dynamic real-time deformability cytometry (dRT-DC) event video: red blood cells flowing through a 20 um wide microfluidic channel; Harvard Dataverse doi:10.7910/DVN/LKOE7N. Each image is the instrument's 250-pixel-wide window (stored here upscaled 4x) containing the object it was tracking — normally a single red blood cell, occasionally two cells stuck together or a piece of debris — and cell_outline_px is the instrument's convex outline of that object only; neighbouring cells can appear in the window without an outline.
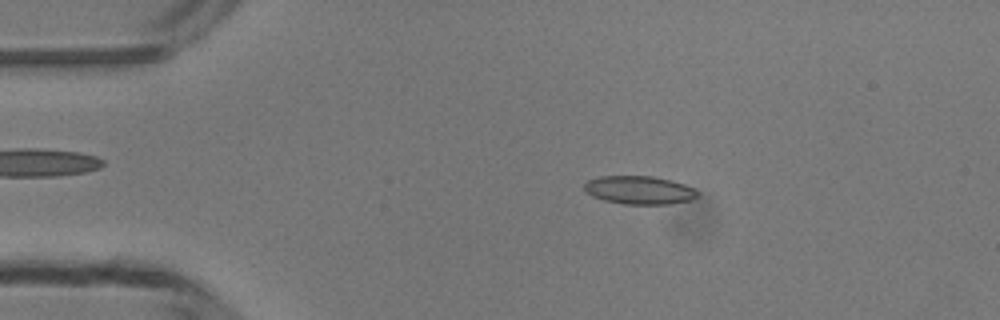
{"species": "common noctule bat (a hibernating species)", "species_latin": "Nyctalus noctula", "temperature_condition": "room temperature", "stored_images_in_passage": 48, "camera_frame_rate_fps": 3000, "um_per_image_px": 0.085, "animal": {"sex": "male", "body_mass_g": 13.3}, "frame": {"image": 1, "passage_image": 9, "time_ms": 2.667, "image_size_px": [1000, 320], "cell_outline_px": [[696, 196], [692, 200], [668, 204], [624, 204], [604, 200], [592, 196], [584, 192], [584, 184], [588, 180], [600, 176], [652, 176], [684, 184], [692, 188], [696, 192]], "centroid_in_image_um": [54.28, 16.16], "position_along_channel_um": 30.7, "area_um2": 18.5}}
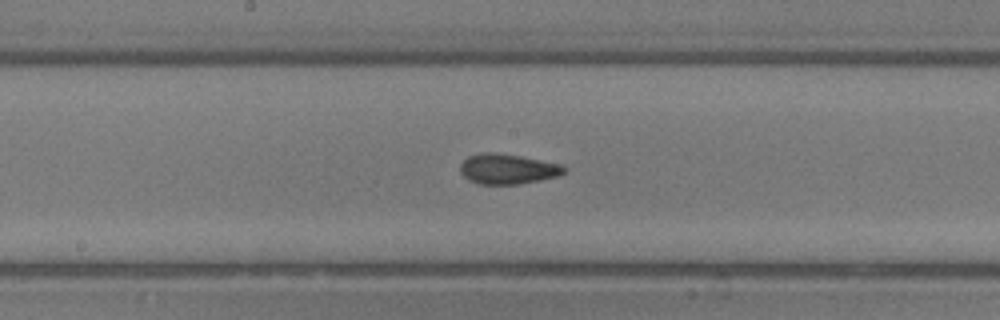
{"frame": {"image": 2, "passage_image": 25, "time_ms": 8.0, "image_size_px": [1000, 320], "cell_outline_px": [[568, 168], [560, 176], [520, 184], [480, 184], [468, 180], [460, 172], [460, 164], [468, 156], [480, 152], [496, 152], [520, 156], [560, 164]], "centroid_in_image_um": [43.14, 14.36], "position_along_channel_um": 205.1, "area_um2": 18.38}}
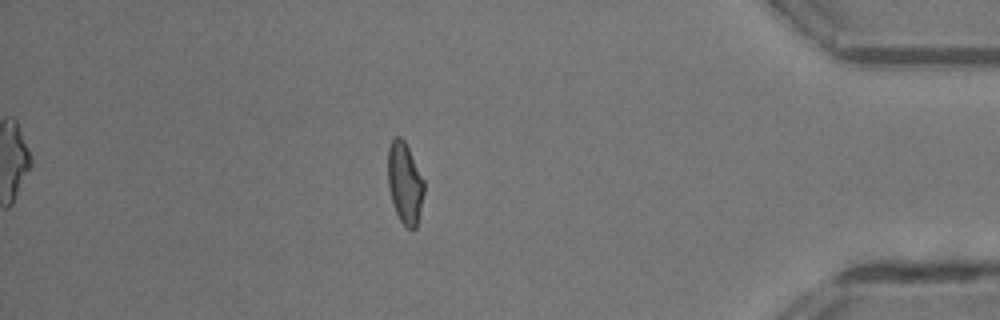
{"frame": {"image": 3, "passage_image": 42, "time_ms": 13.667, "image_size_px": [1000, 320], "cell_outline_px": [[424, 192], [416, 228], [412, 232], [400, 220], [396, 212], [392, 200], [388, 184], [388, 148], [392, 140], [396, 136], [400, 136], [404, 140], [424, 180]], "centroid_in_image_um": [34.41, 15.56], "position_along_channel_um": 400.8, "area_um2": 16.94}, "authors_computed_cell_mechanics": {"area_um2": 17.8602, "velocity_mm_per_s": 4.2045, "shape_relaxation_time_tau1_ms": 7.2008, "shape_relaxation_time_tau2_ms": 1.5239, "deformation_change_tau1": 0.1979, "deformation_change_tau2": 0.0835}}